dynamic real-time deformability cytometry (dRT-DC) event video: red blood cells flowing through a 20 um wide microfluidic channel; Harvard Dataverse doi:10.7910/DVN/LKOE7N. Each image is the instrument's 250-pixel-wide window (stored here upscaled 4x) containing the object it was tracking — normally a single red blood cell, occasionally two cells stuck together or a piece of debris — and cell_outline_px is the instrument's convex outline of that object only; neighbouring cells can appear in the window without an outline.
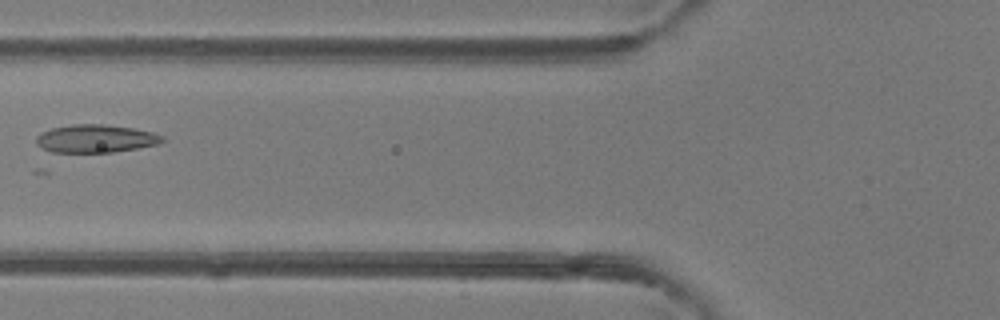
{"species": "common noctule bat (a hibernating species)", "species_latin": "Nyctalus noctula", "temperature_condition": "room temperature", "stored_images_in_passage": 6, "camera_frame_rate_fps": 3000, "um_per_image_px": 0.085, "animal": {"sex": "female"}, "frame": {"image": 1, "passage_image": 6, "time_ms": 1.667, "image_size_px": [1000, 320], "cell_outline_px": [[164, 140], [160, 144], [112, 152], [52, 152], [36, 144], [36, 136], [40, 132], [52, 128], [72, 124], [104, 124], [132, 128], [152, 132], [164, 136]], "centroid_in_image_um": [8.12, 11.77], "position_along_channel_um": 117.7, "area_um2": 20.52}}